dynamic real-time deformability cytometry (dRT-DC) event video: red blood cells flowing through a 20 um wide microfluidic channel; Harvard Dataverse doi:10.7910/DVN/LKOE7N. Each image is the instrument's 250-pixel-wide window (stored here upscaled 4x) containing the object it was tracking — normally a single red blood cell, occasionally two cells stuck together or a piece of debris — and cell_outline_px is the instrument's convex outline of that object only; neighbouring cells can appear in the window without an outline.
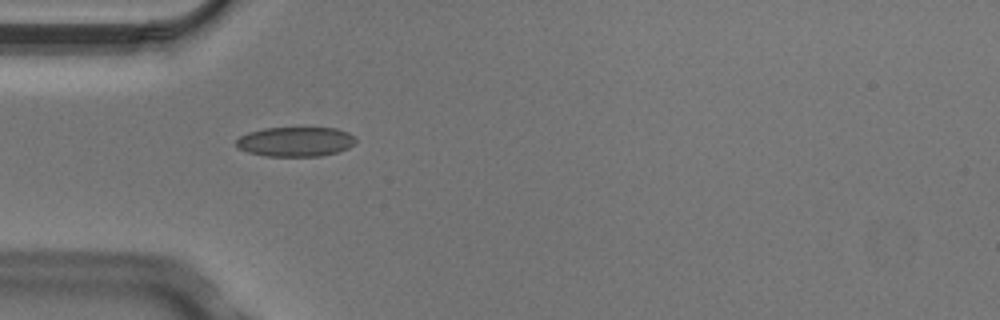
{"species": "Egyptian fruit bat (a non-hibernating species)", "species_latin": "Rousettus aegyptiacus", "temperature_condition": "cold", "stored_images_in_passage": 4, "camera_frame_rate_fps": 3000, "um_per_image_px": 0.085, "animal": {"sex": "male"}, "frame": {"image": 1, "passage_image": 2, "time_ms": 0.333, "image_size_px": [1000, 320], "cell_outline_px": [[356, 140], [348, 148], [336, 152], [320, 156], [264, 156], [248, 152], [240, 148], [236, 144], [236, 140], [240, 136], [248, 132], [264, 128], [336, 128], [348, 132], [356, 136]], "centroid_in_image_um": [25.12, 12.04], "position_along_channel_um": 59.9, "area_um2": 20.58}}
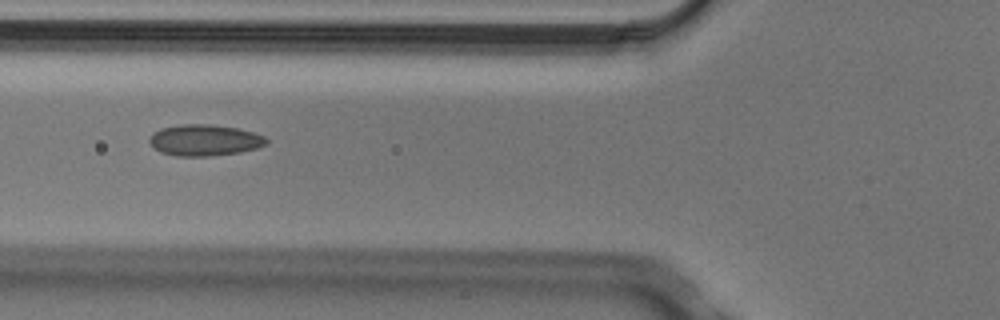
{"frame": {"image": 2, "passage_image": 3, "time_ms": 0.667, "image_size_px": [1000, 320], "cell_outline_px": [[268, 144], [256, 148], [240, 152], [208, 156], [176, 156], [160, 152], [152, 148], [148, 140], [160, 128], [180, 124], [212, 124], [236, 128], [252, 132], [264, 136], [268, 140]], "centroid_in_image_um": [17.37, 11.92], "position_along_channel_um": 108.4, "area_um2": 21.33}}
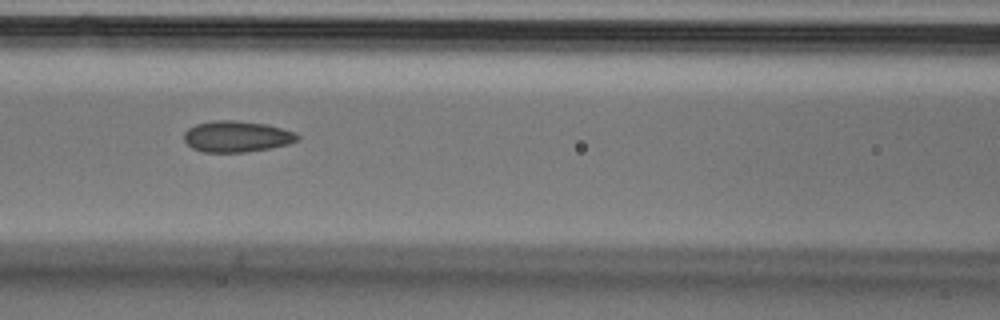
{"frame": {"image": 3, "passage_image": 4, "time_ms": 1.0, "image_size_px": [1000, 320], "cell_outline_px": [[300, 140], [288, 144], [268, 148], [244, 152], [204, 152], [192, 148], [184, 140], [184, 132], [188, 128], [196, 124], [212, 120], [236, 120], [268, 124], [296, 132], [300, 136]], "centroid_in_image_um": [20.14, 11.59], "position_along_channel_um": 146.5, "area_um2": 20.75}}